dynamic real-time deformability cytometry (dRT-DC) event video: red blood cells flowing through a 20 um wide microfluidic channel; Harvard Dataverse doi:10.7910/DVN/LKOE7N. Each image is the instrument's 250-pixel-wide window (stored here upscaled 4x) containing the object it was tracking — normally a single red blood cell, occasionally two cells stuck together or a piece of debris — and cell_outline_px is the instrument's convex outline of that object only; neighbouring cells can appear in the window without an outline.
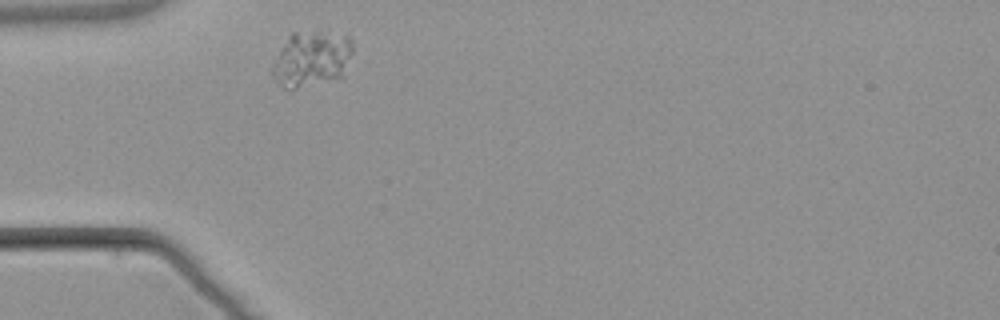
{"species": "common noctule bat (a hibernating species)", "species_latin": "Nyctalus noctula", "temperature_condition": "warm", "stored_images_in_passage": 1, "camera_frame_rate_fps": 3000, "um_per_image_px": 0.085, "animal": {"sex": "male", "body_mass_g": 21.5, "forearm_length_mm": 52.0}, "frame": {"image": 1, "passage_image": 1, "time_ms": 0.0, "image_size_px": [1000, 320], "cell_outline_px": [[352, 52], [344, 76], [296, 88], [284, 88], [276, 80], [268, 68], [280, 48], [288, 36], [292, 32], [316, 28], [320, 28], [348, 36], [352, 40]], "centroid_in_image_um": [26.47, 4.92], "position_along_channel_um": 58.5, "area_um2": 26.88}}